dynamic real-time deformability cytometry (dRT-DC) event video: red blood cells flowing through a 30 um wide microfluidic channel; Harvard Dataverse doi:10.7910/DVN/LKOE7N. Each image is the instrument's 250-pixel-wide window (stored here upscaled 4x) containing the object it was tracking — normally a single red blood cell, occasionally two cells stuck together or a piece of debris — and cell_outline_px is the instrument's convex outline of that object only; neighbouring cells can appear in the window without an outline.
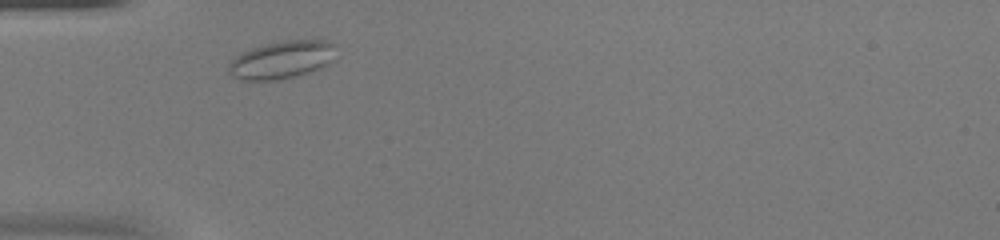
{"species": "common noctule bat (a hibernating species)", "species_latin": "Nyctalus noctula", "temperature_condition": "warm", "stored_images_in_passage": 32, "camera_frame_rate_fps": 3000, "um_per_image_px": 0.085, "animal": {"sex": "female", "body_mass_g": 20.0, "forearm_length_mm": 54.0}, "frame": {"image": 1, "passage_image": 3, "time_ms": 0.667, "image_size_px": [1000, 240], "cell_outline_px": [[332, 60], [328, 64], [320, 68], [296, 76], [276, 80], [240, 80], [232, 76], [228, 72], [228, 64], [240, 52], [252, 48], [268, 44], [288, 40], [324, 40], [332, 44]], "centroid_in_image_um": [23.88, 5.1], "position_along_channel_um": 61.1, "area_um2": 23.24}}
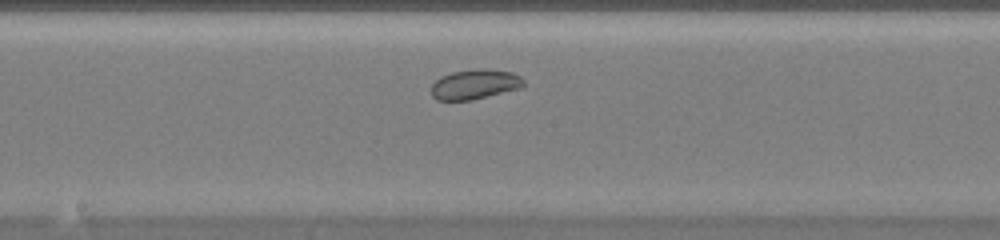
{"frame": {"image": 2, "passage_image": 15, "time_ms": 4.667, "image_size_px": [1000, 240], "cell_outline_px": [[524, 84], [520, 88], [472, 100], [436, 100], [432, 96], [432, 84], [440, 76], [452, 72], [512, 72], [520, 76], [524, 80]], "centroid_in_image_um": [40.32, 7.23], "position_along_channel_um": 207.9, "area_um2": 15.14}}
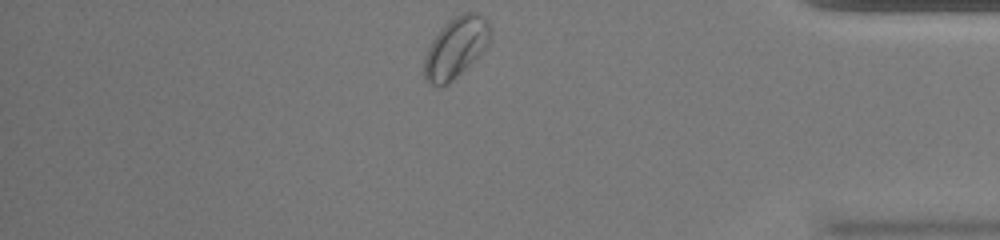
{"frame": {"image": 3, "passage_image": 32, "time_ms": 10.333, "image_size_px": [1000, 240], "cell_outline_px": [[492, 36], [488, 44], [476, 60], [448, 84], [440, 88], [428, 84], [424, 80], [424, 56], [432, 40], [444, 24], [456, 16], [464, 12], [476, 12], [484, 16], [488, 20], [492, 28]], "centroid_in_image_um": [38.76, 4.06], "position_along_channel_um": 396.4, "area_um2": 23.87}, "authors_computed_cell_mechanics": {"area_um2": 17.3689, "velocity_mm_per_s": 3.8093, "shape_relaxation_time_tau1_ms": null, "shape_relaxation_time_tau2_ms": 1.283, "deformation_change_tau1": null, "deformation_change_tau2": 0.0548}}